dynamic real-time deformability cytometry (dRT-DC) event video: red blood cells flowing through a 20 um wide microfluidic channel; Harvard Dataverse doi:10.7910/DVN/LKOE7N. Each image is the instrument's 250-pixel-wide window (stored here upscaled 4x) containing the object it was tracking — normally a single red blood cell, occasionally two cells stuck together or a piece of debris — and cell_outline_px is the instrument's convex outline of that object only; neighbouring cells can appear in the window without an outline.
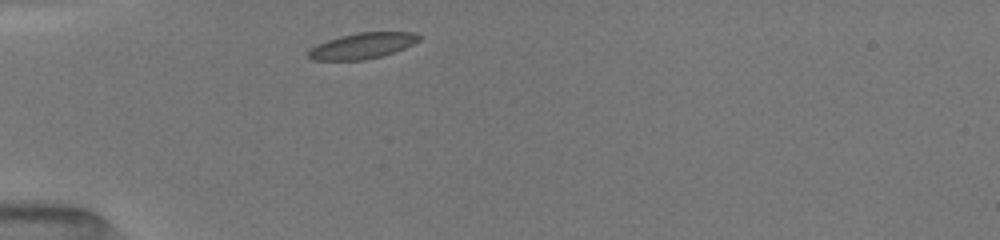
{"species": "common noctule bat (a hibernating species)", "species_latin": "Nyctalus noctula", "temperature_condition": "room temperature", "stored_images_in_passage": 25, "camera_frame_rate_fps": 3000, "um_per_image_px": 0.085, "animal": {"sex": "female", "body_mass_g": 19.5, "forearm_length_mm": 54.1}, "frame": {"image": 1, "passage_image": 1, "time_ms": 0.0, "image_size_px": [1000, 240], "cell_outline_px": [[420, 40], [404, 48], [380, 56], [364, 60], [312, 60], [308, 56], [308, 52], [316, 44], [340, 36], [356, 32], [416, 32], [420, 36]], "centroid_in_image_um": [30.79, 3.88], "position_along_channel_um": 54.2, "area_um2": 16.53}}
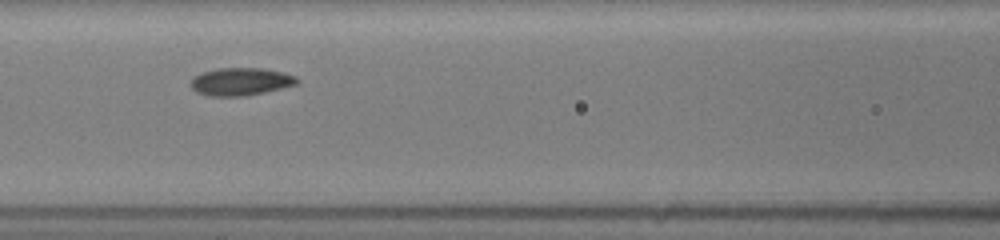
{"frame": {"image": 2, "passage_image": 10, "time_ms": 2.667, "image_size_px": [1000, 240], "cell_outline_px": [[300, 80], [296, 84], [248, 96], [208, 96], [196, 92], [188, 84], [200, 72], [216, 68], [264, 68], [284, 72], [296, 76]], "centroid_in_image_um": [20.44, 6.93], "position_along_channel_um": 146.2, "area_um2": 17.34}}
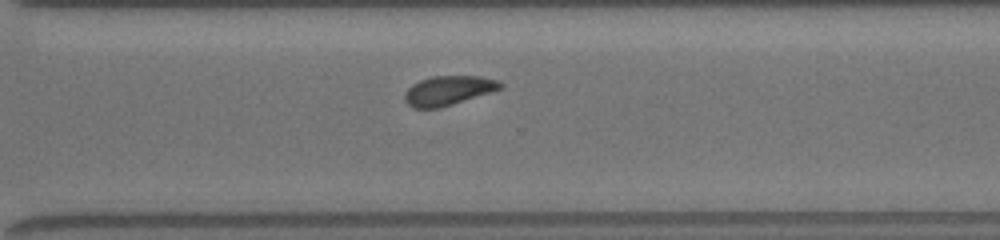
{"frame": {"image": 3, "passage_image": 25, "time_ms": 7.333, "image_size_px": [1000, 240], "cell_outline_px": [[504, 88], [492, 92], [452, 104], [436, 108], [412, 108], [404, 100], [404, 92], [412, 84], [420, 80], [432, 76], [480, 76], [500, 80], [504, 84]], "centroid_in_image_um": [38.13, 7.68], "position_along_channel_um": 332.5, "area_um2": 16.53}}